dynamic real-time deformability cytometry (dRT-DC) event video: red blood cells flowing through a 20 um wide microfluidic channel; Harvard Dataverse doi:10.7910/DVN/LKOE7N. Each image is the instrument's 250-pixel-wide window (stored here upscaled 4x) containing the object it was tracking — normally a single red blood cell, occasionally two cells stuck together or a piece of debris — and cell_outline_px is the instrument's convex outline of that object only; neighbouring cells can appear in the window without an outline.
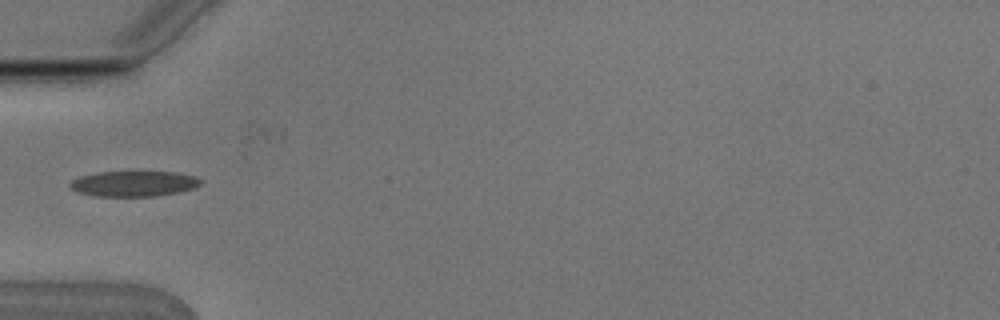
{"species": "Egyptian fruit bat (a non-hibernating species)", "species_latin": "Rousettus aegyptiacus", "temperature_condition": "cold", "stored_images_in_passage": 6, "camera_frame_rate_fps": 3000, "um_per_image_px": 0.085, "animal": {"sex": "male"}, "frame": {"image": 1, "passage_image": 6, "time_ms": 1.667, "image_size_px": [1000, 320], "cell_outline_px": [[200, 184], [192, 188], [176, 192], [156, 196], [96, 196], [80, 192], [72, 188], [68, 184], [72, 180], [80, 176], [96, 172], [180, 172], [196, 176], [200, 180]], "centroid_in_image_um": [11.37, 15.6], "position_along_channel_um": 73.6, "area_um2": 19.19}}